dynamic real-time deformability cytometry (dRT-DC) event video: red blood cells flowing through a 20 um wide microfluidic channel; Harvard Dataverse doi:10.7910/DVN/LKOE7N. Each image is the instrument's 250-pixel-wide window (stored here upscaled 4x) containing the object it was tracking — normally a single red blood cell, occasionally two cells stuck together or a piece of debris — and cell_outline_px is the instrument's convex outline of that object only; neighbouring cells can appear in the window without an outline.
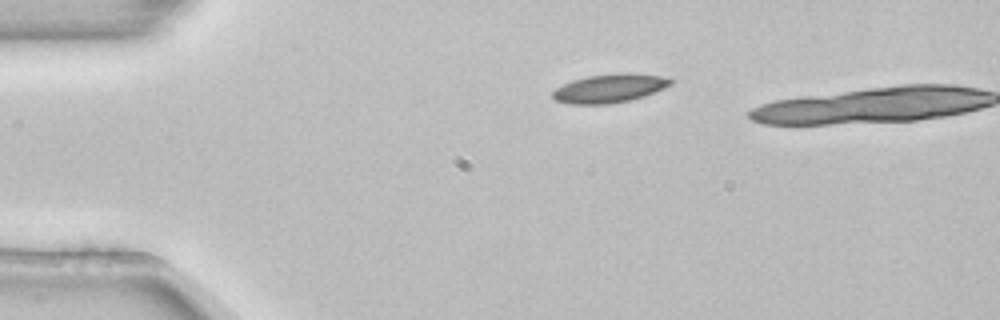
{"species": "common noctule bat (a hibernating species)", "species_latin": "Nyctalus noctula", "temperature_condition": "room temperature", "stored_images_in_passage": 3, "camera_frame_rate_fps": 3000, "um_per_image_px": 0.085, "animal": {"sex": "female", "body_mass_g": 22.7, "forearm_length_mm": 54.2}, "frame": {"image": 1, "passage_image": 1, "time_ms": 0.0, "image_size_px": [1000, 320], "cell_outline_px": [[672, 84], [664, 88], [644, 96], [628, 100], [608, 104], [568, 104], [556, 100], [552, 96], [552, 92], [556, 88], [572, 80], [588, 76], [620, 72], [636, 72], [668, 76], [672, 80]], "centroid_in_image_um": [51.86, 7.48], "position_along_channel_um": 33.1, "area_um2": 19.94}}